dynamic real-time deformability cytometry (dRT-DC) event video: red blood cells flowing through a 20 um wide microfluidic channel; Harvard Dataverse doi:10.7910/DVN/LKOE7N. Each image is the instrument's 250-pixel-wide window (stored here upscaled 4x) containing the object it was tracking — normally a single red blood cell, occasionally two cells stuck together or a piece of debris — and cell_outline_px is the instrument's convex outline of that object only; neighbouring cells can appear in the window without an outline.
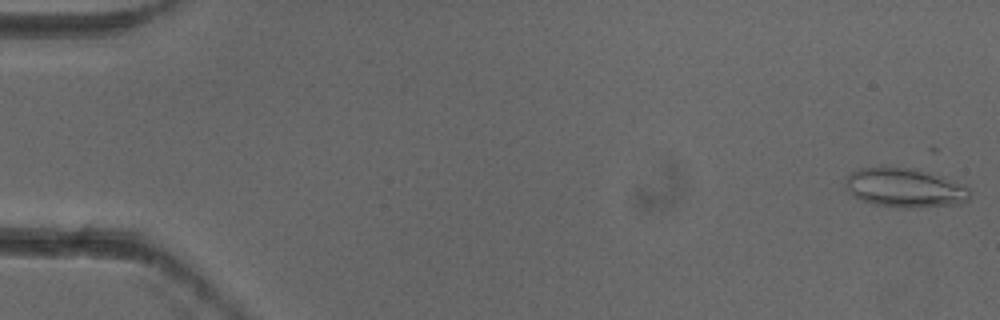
{"species": "common noctule bat (a hibernating species)", "species_latin": "Nyctalus noctula", "temperature_condition": "cold", "stored_images_in_passage": 4, "camera_frame_rate_fps": 3000, "um_per_image_px": 0.085, "animal": {"sex": "female"}, "frame": {"image": 1, "passage_image": 1, "time_ms": 0.0, "image_size_px": [1000, 320], "cell_outline_px": [[968, 200], [960, 204], [912, 208], [904, 208], [872, 204], [852, 196], [844, 184], [848, 176], [852, 172], [860, 168], [916, 168], [968, 188]], "centroid_in_image_um": [76.85, 15.99], "position_along_channel_um": 8.2, "area_um2": 27.74}}